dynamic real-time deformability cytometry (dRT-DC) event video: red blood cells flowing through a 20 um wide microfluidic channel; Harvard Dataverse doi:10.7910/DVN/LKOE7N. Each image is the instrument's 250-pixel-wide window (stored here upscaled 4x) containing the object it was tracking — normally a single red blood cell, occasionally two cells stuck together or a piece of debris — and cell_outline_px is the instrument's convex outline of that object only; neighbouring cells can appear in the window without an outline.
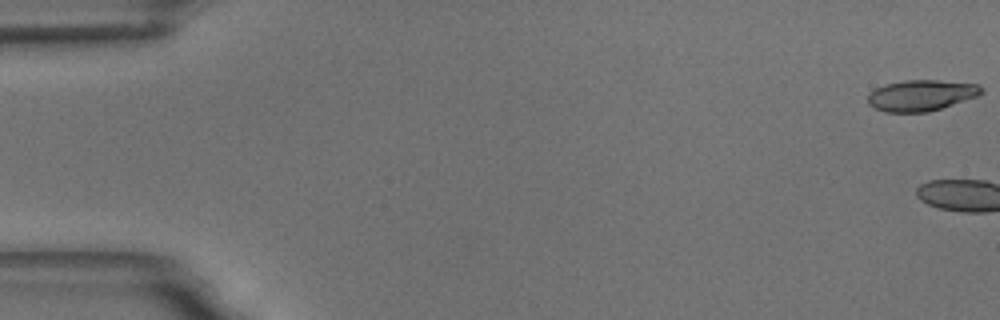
{"species": "common noctule bat (a hibernating species)", "species_latin": "Nyctalus noctula", "temperature_condition": "room temperature", "stored_images_in_passage": 3, "camera_frame_rate_fps": 3000, "um_per_image_px": 0.085, "animal": {"sex": "male", "body_mass_g": 18.8}, "frame": {"image": 1, "passage_image": 1, "time_ms": 0.0, "image_size_px": [1000, 320], "cell_outline_px": [[984, 92], [980, 96], [928, 112], [884, 112], [868, 104], [868, 96], [876, 88], [884, 84], [904, 80], [936, 80], [976, 84], [984, 88]], "centroid_in_image_um": [78.33, 8.1], "position_along_channel_um": 6.7, "area_um2": 20.58}}